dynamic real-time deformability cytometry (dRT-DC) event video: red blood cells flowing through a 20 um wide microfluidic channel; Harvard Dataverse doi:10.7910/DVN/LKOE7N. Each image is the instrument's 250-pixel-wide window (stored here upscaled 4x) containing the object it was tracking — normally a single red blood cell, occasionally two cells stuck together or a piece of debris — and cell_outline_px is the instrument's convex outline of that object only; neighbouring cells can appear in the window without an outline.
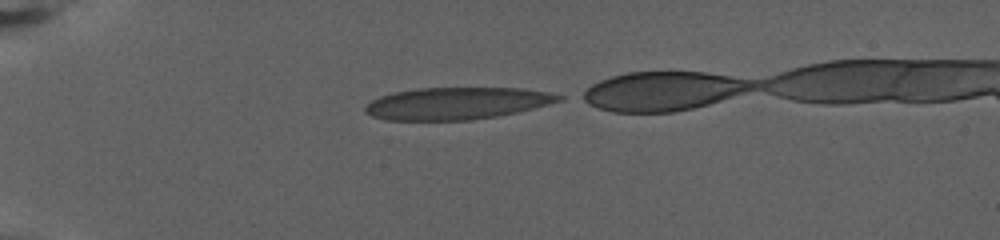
{"species": "human", "species_latin": "Homo sapiens", "temperature_condition": "warm", "stored_images_in_passage": 48, "camera_frame_rate_fps": 3000, "um_per_image_px": 0.085, "donor": {"sex": "female"}, "frame": {"image": 1, "passage_image": 1, "time_ms": 0.0, "image_size_px": [1000, 240], "cell_outline_px": [[564, 100], [516, 112], [496, 116], [472, 120], [384, 120], [372, 116], [364, 112], [364, 108], [372, 100], [380, 96], [396, 92], [420, 88], [520, 88], [548, 92], [564, 96]], "centroid_in_image_um": [38.82, 8.79], "position_along_channel_um": 46.2, "area_um2": 36.01}}
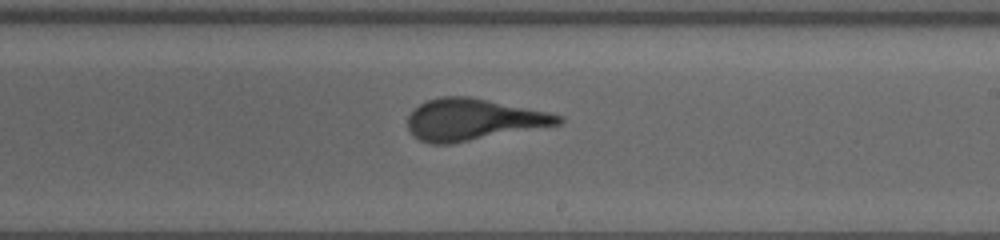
{"frame": {"image": 2, "passage_image": 27, "time_ms": 8.667, "image_size_px": [1000, 240], "cell_outline_px": [[564, 120], [560, 124], [452, 144], [432, 144], [420, 140], [408, 128], [408, 116], [420, 104], [428, 100], [440, 96], [472, 96], [548, 112], [564, 116]], "centroid_in_image_um": [40.24, 10.16], "position_along_channel_um": 248.8, "area_um2": 36.41}}
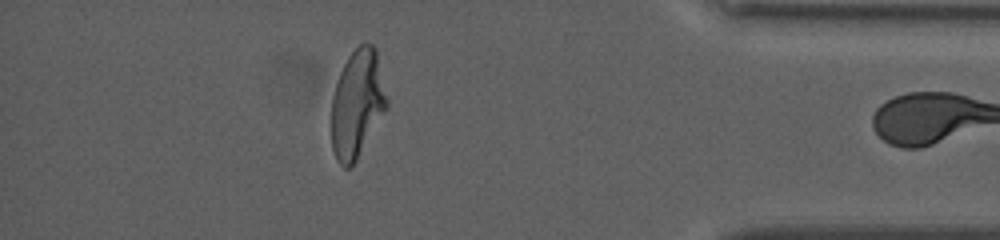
{"frame": {"image": 3, "passage_image": 47, "time_ms": 15.333, "image_size_px": [1000, 240], "cell_outline_px": [[388, 108], [356, 160], [348, 168], [344, 168], [336, 160], [332, 148], [332, 96], [340, 72], [348, 56], [364, 40], [372, 44], [376, 48], [388, 100]], "centroid_in_image_um": [30.38, 8.8], "position_along_channel_um": 404.8, "area_um2": 34.97}}